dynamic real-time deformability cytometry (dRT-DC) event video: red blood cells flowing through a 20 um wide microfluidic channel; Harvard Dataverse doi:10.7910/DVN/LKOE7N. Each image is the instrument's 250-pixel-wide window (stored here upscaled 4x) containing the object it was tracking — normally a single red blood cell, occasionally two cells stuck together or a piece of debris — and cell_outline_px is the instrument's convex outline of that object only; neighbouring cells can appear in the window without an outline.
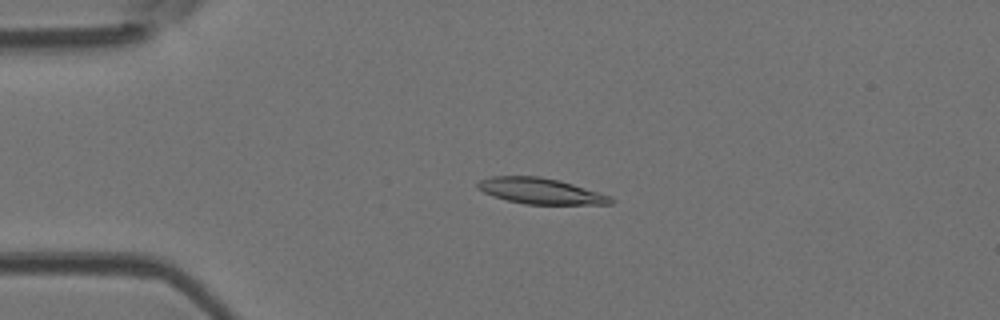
{"species": "Egyptian fruit bat (a non-hibernating species)", "species_latin": "Rousettus aegyptiacus", "temperature_condition": "room temperature", "stored_images_in_passage": 49, "camera_frame_rate_fps": 3000, "um_per_image_px": 0.085, "animal": {"sex": "female"}, "frame": {"image": 1, "passage_image": 12, "time_ms": 3.667, "image_size_px": [1000, 320], "cell_outline_px": [[616, 200], [612, 204], [524, 204], [492, 196], [476, 188], [476, 184], [480, 180], [492, 176], [540, 176], [560, 180], [612, 196]], "centroid_in_image_um": [45.96, 16.23], "position_along_channel_um": 39.0, "area_um2": 20.17}}
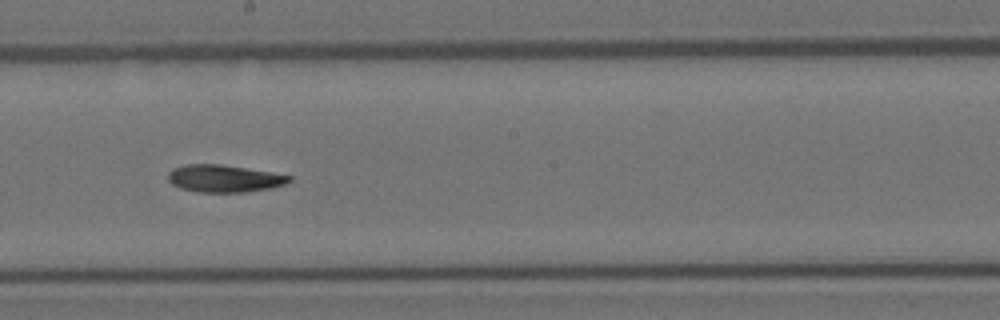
{"frame": {"image": 2, "passage_image": 28, "time_ms": 9.0, "image_size_px": [1000, 320], "cell_outline_px": [[292, 180], [284, 184], [272, 188], [244, 192], [196, 192], [180, 188], [172, 184], [168, 180], [168, 172], [172, 168], [188, 164], [220, 164], [272, 172], [292, 176]], "centroid_in_image_um": [19.04, 15.17], "position_along_channel_um": 229.2, "area_um2": 19.36}}
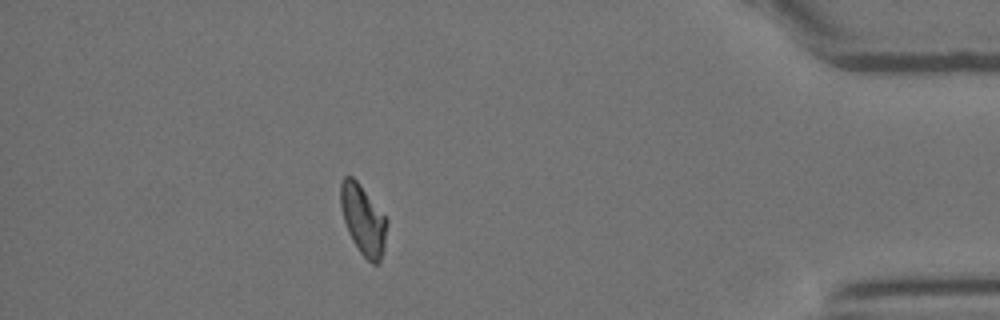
{"frame": {"image": 3, "passage_image": 44, "time_ms": 14.333, "image_size_px": [1000, 320], "cell_outline_px": [[388, 224], [384, 248], [380, 264], [372, 264], [360, 252], [352, 240], [348, 232], [340, 208], [340, 180], [344, 176], [352, 176], [360, 184], [388, 220]], "centroid_in_image_um": [30.86, 18.68], "position_along_channel_um": 404.3, "area_um2": 19.02}, "authors_computed_cell_mechanics": {"area_um2": 19.4208, "velocity_mm_per_s": 4.1469, "shape_relaxation_time_tau1_ms": null, "shape_relaxation_time_tau2_ms": 10.6762, "deformation_change_tau1": null, "deformation_change_tau2": 0.1902}}